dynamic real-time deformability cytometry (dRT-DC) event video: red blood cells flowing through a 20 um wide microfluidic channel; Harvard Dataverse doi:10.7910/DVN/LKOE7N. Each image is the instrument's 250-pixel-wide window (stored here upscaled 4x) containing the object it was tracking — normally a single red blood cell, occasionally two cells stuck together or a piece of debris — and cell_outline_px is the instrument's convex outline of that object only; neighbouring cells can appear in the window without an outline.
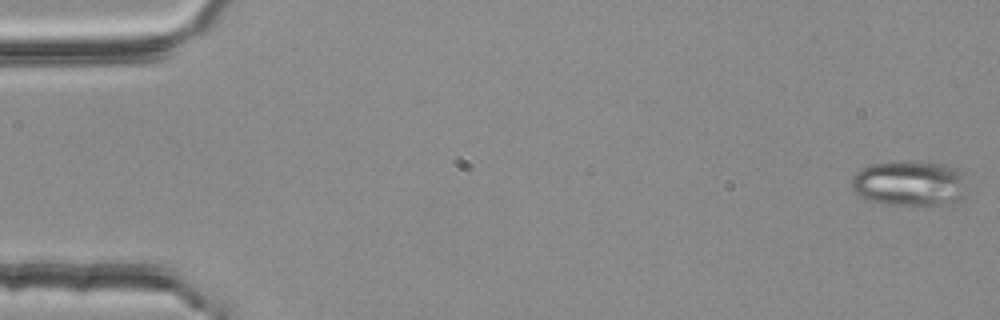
{"species": "common noctule bat (a hibernating species)", "species_latin": "Nyctalus noctula", "temperature_condition": "room temperature", "stored_images_in_passage": 4, "camera_frame_rate_fps": 3000, "um_per_image_px": 0.085, "animal": {"sex": "female", "body_mass_g": 25.1}, "frame": {"image": 1, "passage_image": 1, "time_ms": 0.0, "image_size_px": [1000, 320], "cell_outline_px": [[968, 192], [964, 196], [956, 200], [940, 204], [884, 204], [864, 200], [852, 188], [852, 176], [856, 172], [872, 164], [928, 160], [968, 168]], "centroid_in_image_um": [77.47, 15.54], "position_along_channel_um": 7.5, "area_um2": 31.56}}
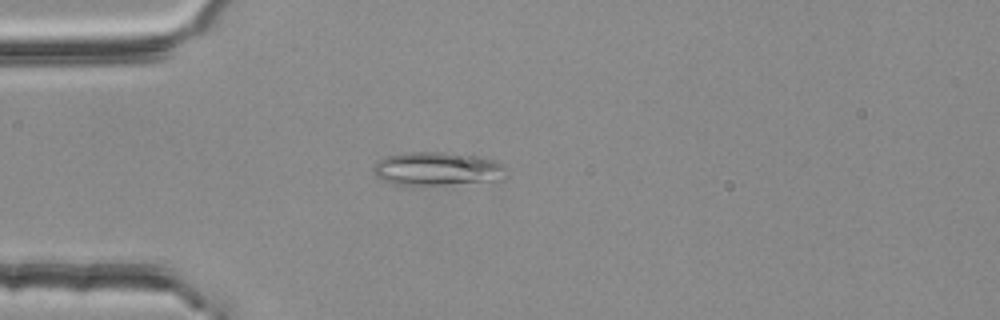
{"frame": {"image": 2, "passage_image": 4, "time_ms": 1.0, "image_size_px": [1000, 320], "cell_outline_px": [[508, 176], [504, 180], [420, 188], [388, 184], [376, 176], [372, 172], [372, 168], [380, 160], [388, 156], [404, 152], [472, 152], [504, 164], [508, 172]], "centroid_in_image_um": [37.25, 14.38], "position_along_channel_um": 47.7, "area_um2": 27.98}}